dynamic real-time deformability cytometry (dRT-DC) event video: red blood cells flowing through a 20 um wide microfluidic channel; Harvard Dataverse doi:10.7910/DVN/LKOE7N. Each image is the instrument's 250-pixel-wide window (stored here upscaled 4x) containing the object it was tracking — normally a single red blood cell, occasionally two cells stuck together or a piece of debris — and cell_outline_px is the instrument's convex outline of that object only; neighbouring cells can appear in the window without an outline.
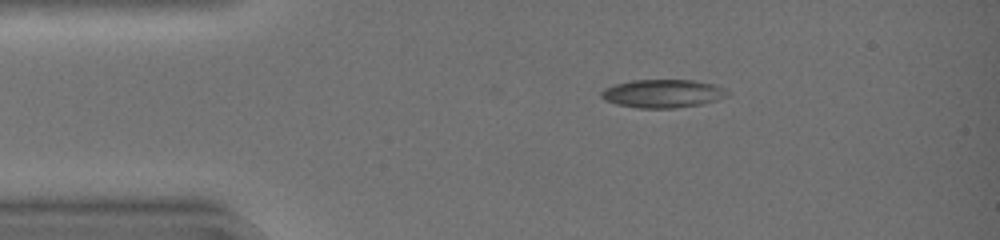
{"species": "common noctule bat (a hibernating species)", "species_latin": "Nyctalus noctula", "temperature_condition": "warm", "stored_images_in_passage": 2, "camera_frame_rate_fps": 3000, "um_per_image_px": 0.085, "animal": {"sex": "female", "body_mass_g": 19.0, "forearm_length_mm": 51.5}, "frame": {"image": 1, "passage_image": 2, "time_ms": 0.333, "image_size_px": [1000, 240], "cell_outline_px": [[728, 96], [716, 100], [700, 104], [676, 108], [636, 108], [616, 104], [604, 100], [600, 96], [600, 92], [604, 88], [616, 84], [632, 80], [692, 80], [716, 84], [724, 88], [728, 92]], "centroid_in_image_um": [56.32, 7.95], "position_along_channel_um": 28.7, "area_um2": 20.87}}